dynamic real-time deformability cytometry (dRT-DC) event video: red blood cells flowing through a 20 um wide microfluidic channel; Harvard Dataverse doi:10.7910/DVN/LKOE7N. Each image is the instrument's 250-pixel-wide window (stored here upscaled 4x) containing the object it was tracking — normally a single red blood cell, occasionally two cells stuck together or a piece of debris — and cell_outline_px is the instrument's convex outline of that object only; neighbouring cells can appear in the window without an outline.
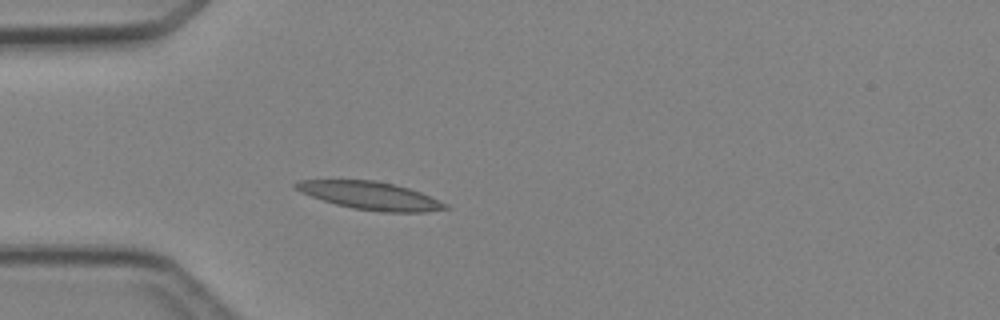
{"species": "Egyptian fruit bat (a non-hibernating species)", "species_latin": "Rousettus aegyptiacus", "temperature_condition": "cold", "stored_images_in_passage": 4, "camera_frame_rate_fps": 3000, "um_per_image_px": 0.085, "animal": {"sex": "female"}, "frame": {"image": 1, "passage_image": 4, "time_ms": 3.667, "image_size_px": [1000, 320], "cell_outline_px": [[452, 208], [424, 212], [384, 212], [352, 208], [336, 204], [300, 192], [292, 188], [292, 184], [300, 180], [376, 180], [408, 188], [420, 192], [448, 204]], "centroid_in_image_um": [31.47, 16.63], "position_along_channel_um": 53.5, "area_um2": 24.22}}